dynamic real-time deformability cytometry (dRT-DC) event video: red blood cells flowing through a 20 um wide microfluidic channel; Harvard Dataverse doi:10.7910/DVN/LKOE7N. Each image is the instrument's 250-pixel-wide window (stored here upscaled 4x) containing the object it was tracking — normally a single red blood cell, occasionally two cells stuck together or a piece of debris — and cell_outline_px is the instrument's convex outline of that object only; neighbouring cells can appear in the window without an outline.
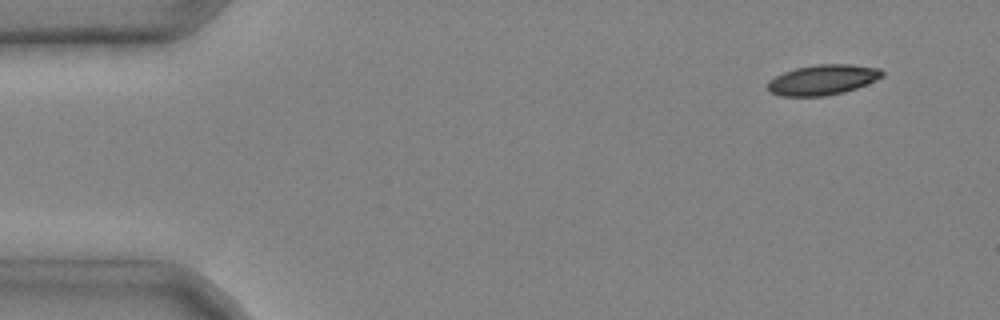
{"species": "common noctule bat (a hibernating species)", "species_latin": "Nyctalus noctula", "temperature_condition": "cold", "stored_images_in_passage": 4, "camera_frame_rate_fps": 3000, "um_per_image_px": 0.085, "animal": {"sex": "male", "body_mass_g": 20.4}, "frame": {"image": 1, "passage_image": 1, "time_ms": 0.0, "image_size_px": [1000, 320], "cell_outline_px": [[884, 76], [876, 80], [856, 88], [844, 92], [824, 96], [780, 96], [772, 92], [768, 88], [768, 80], [784, 72], [796, 68], [816, 64], [848, 64], [880, 68], [884, 72]], "centroid_in_image_um": [69.95, 6.78], "position_along_channel_um": 15.0, "area_um2": 20.11}}
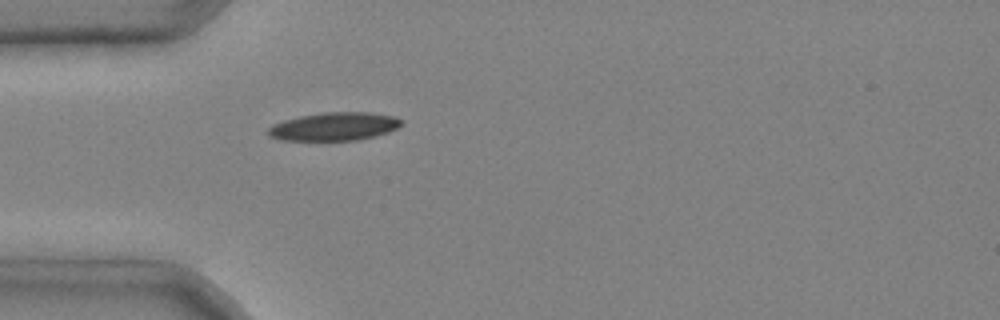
{"frame": {"image": 2, "passage_image": 4, "time_ms": 1.0, "image_size_px": [1000, 320], "cell_outline_px": [[404, 124], [388, 132], [376, 136], [356, 140], [280, 140], [268, 136], [268, 128], [272, 124], [284, 120], [300, 116], [324, 112], [372, 112], [392, 116], [404, 120]], "centroid_in_image_um": [28.42, 10.75], "position_along_channel_um": 56.6, "area_um2": 22.02}}